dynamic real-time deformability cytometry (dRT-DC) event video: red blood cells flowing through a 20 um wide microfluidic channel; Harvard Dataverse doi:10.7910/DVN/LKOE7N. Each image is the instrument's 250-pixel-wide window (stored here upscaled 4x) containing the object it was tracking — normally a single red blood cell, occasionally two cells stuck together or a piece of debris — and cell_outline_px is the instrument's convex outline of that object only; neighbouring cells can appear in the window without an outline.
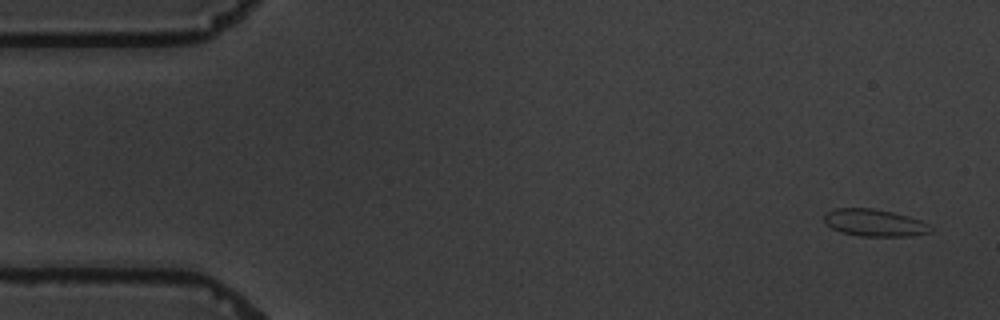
{"species": "common noctule bat (a hibernating species)", "species_latin": "Nyctalus noctula", "temperature_condition": "warm", "stored_images_in_passage": 5, "camera_frame_rate_fps": 3000, "um_per_image_px": 0.085, "animal": {"sex": "male", "body_mass_g": 19.5, "forearm_length_mm": 54.6}, "frame": {"image": 1, "passage_image": 1, "time_ms": 0.0, "image_size_px": [1000, 320], "cell_outline_px": [[932, 232], [908, 236], [860, 236], [840, 232], [832, 228], [824, 220], [824, 216], [828, 212], [836, 208], [872, 208], [892, 212], [908, 216], [920, 220], [928, 224], [932, 228]], "centroid_in_image_um": [74.34, 18.94], "position_along_channel_um": 10.7, "area_um2": 16.7}}
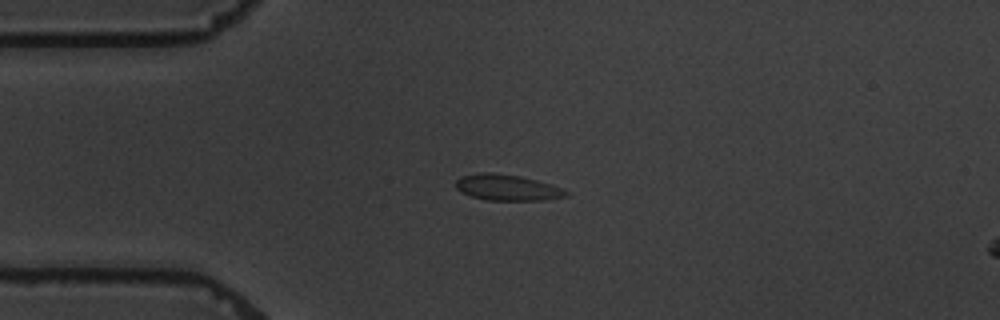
{"frame": {"image": 2, "passage_image": 4, "time_ms": 3.667, "image_size_px": [1000, 320], "cell_outline_px": [[568, 196], [544, 200], [488, 200], [472, 196], [460, 192], [456, 188], [456, 180], [460, 176], [480, 172], [492, 172], [520, 176], [552, 184], [564, 188], [568, 192]], "centroid_in_image_um": [43.12, 15.93], "position_along_channel_um": 41.9, "area_um2": 16.82}}